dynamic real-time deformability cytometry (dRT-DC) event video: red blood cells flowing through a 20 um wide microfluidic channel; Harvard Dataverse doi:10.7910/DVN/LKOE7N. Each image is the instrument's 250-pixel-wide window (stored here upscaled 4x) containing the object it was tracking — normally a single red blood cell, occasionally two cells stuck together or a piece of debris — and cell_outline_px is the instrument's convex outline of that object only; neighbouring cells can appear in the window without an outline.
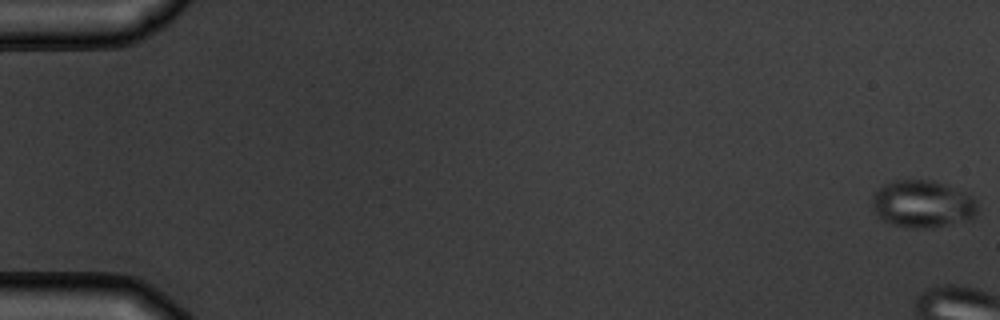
{"species": "common noctule bat (a hibernating species)", "species_latin": "Nyctalus noctula", "temperature_condition": "warm", "stored_images_in_passage": 7, "camera_frame_rate_fps": 3000, "um_per_image_px": 0.085, "animal": {"sex": "male", "body_mass_g": 19.5, "forearm_length_mm": 54.6}, "frame": {"image": 1, "passage_image": 1, "time_ms": 0.0, "image_size_px": [1000, 320], "cell_outline_px": [[976, 212], [972, 220], [932, 228], [912, 228], [892, 224], [880, 220], [876, 216], [872, 204], [872, 200], [876, 192], [884, 184], [892, 180], [932, 180], [948, 184], [972, 196], [976, 200]], "centroid_in_image_um": [78.43, 17.35], "position_along_channel_um": 6.6, "area_um2": 29.42}}